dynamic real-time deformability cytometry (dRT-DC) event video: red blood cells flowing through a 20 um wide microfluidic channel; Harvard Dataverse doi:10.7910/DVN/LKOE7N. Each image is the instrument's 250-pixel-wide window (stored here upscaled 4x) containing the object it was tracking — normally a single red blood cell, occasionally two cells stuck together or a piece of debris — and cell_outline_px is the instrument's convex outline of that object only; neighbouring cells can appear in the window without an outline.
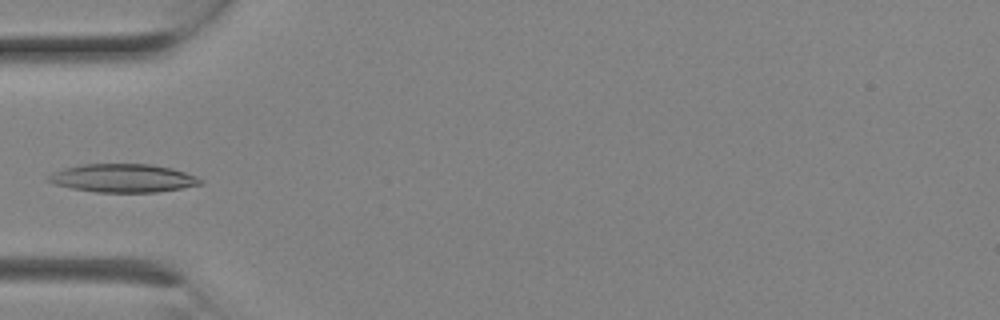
{"species": "Egyptian fruit bat (a non-hibernating species)", "species_latin": "Rousettus aegyptiacus", "temperature_condition": "room temperature", "stored_images_in_passage": 1, "camera_frame_rate_fps": 3000, "um_per_image_px": 0.085, "animal": {"sex": "female"}, "frame": {"image": 1, "passage_image": 1, "time_ms": 0.0, "image_size_px": [1000, 320], "cell_outline_px": [[204, 180], [200, 184], [180, 188], [156, 192], [96, 192], [72, 188], [56, 184], [44, 180], [44, 176], [52, 172], [80, 164], [148, 164], [172, 168], [196, 176]], "centroid_in_image_um": [10.4, 15.14], "position_along_channel_um": 74.6, "area_um2": 25.03}}